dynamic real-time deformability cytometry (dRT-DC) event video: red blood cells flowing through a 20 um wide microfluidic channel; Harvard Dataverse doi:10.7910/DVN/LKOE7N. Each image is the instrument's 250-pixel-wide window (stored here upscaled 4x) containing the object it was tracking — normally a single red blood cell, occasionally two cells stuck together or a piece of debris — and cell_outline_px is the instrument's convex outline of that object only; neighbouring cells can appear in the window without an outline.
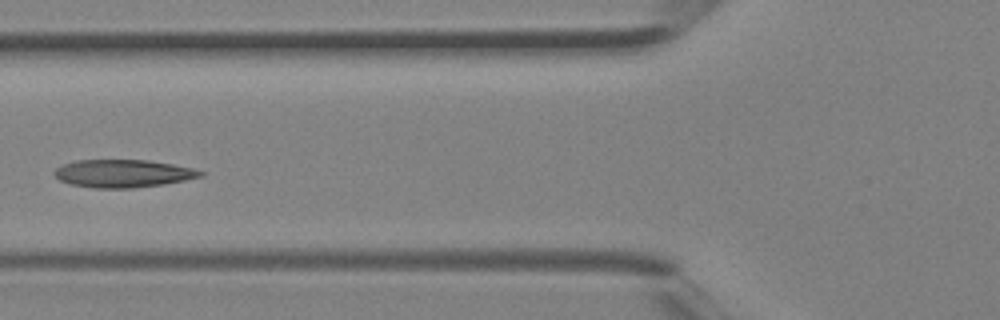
{"species": "Egyptian fruit bat (a non-hibernating species)", "species_latin": "Rousettus aegyptiacus", "temperature_condition": "room temperature", "stored_images_in_passage": 3, "camera_frame_rate_fps": 3000, "um_per_image_px": 0.085, "animal": {"sex": "female"}, "frame": {"image": 1, "passage_image": 3, "time_ms": 0.667, "image_size_px": [1000, 320], "cell_outline_px": [[204, 176], [164, 184], [132, 188], [96, 188], [72, 184], [60, 180], [52, 172], [56, 168], [64, 164], [76, 160], [148, 160], [172, 164], [192, 168], [204, 172]], "centroid_in_image_um": [10.46, 14.74], "position_along_channel_um": 115.3, "area_um2": 23.52}}